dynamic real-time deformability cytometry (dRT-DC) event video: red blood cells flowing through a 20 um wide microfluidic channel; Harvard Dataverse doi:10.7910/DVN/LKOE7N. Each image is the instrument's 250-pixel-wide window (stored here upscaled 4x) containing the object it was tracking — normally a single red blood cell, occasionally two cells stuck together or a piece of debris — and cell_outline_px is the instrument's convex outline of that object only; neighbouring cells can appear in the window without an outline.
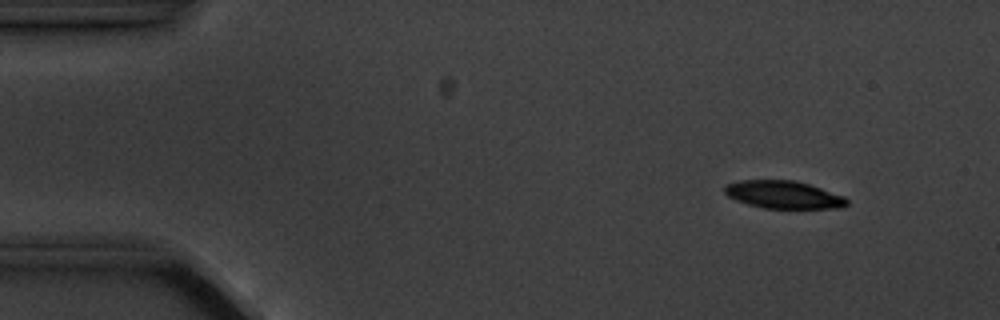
{"species": "common noctule bat (a hibernating species)", "species_latin": "Nyctalus noctula", "temperature_condition": "cold", "stored_images_in_passage": 4, "camera_frame_rate_fps": 3000, "um_per_image_px": 0.085, "animal": {"sex": "male", "body_mass_g": 20.1, "forearm_length_mm": 53.5}, "frame": {"image": 1, "passage_image": 1, "time_ms": 0.0, "image_size_px": [1000, 320], "cell_outline_px": [[848, 204], [840, 208], [764, 208], [748, 204], [736, 200], [728, 196], [724, 192], [724, 188], [728, 184], [740, 180], [792, 180], [808, 184], [844, 196], [848, 200]], "centroid_in_image_um": [66.6, 16.55], "position_along_channel_um": 18.4, "area_um2": 19.54}}